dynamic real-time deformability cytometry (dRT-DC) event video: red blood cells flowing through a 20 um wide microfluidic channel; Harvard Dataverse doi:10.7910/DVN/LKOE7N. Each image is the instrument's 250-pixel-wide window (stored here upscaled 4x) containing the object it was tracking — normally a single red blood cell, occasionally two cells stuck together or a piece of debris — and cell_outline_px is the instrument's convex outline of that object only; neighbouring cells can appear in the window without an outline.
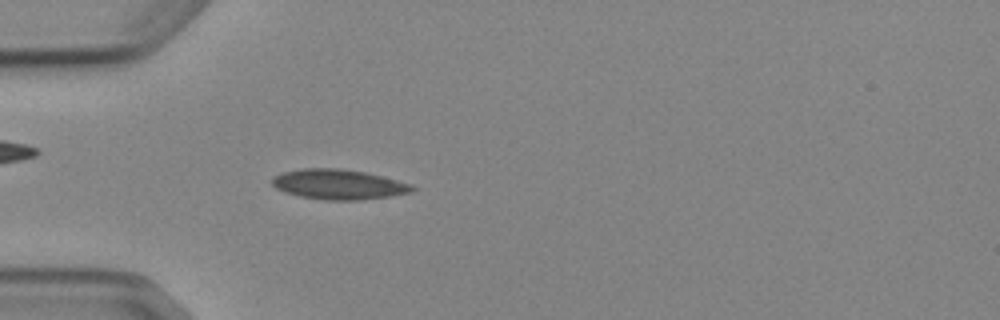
{"species": "Egyptian fruit bat (a non-hibernating species)", "species_latin": "Rousettus aegyptiacus", "temperature_condition": "cold", "stored_images_in_passage": 3, "camera_frame_rate_fps": 3000, "um_per_image_px": 0.085, "animal": {"sex": "female"}, "frame": {"image": 1, "passage_image": 3, "time_ms": 3.0, "image_size_px": [1000, 320], "cell_outline_px": [[416, 188], [412, 192], [388, 196], [360, 200], [324, 200], [300, 196], [284, 192], [276, 188], [272, 184], [272, 176], [280, 172], [304, 168], [340, 168], [364, 172], [412, 184]], "centroid_in_image_um": [28.73, 15.67], "position_along_channel_um": 56.3, "area_um2": 24.51}}